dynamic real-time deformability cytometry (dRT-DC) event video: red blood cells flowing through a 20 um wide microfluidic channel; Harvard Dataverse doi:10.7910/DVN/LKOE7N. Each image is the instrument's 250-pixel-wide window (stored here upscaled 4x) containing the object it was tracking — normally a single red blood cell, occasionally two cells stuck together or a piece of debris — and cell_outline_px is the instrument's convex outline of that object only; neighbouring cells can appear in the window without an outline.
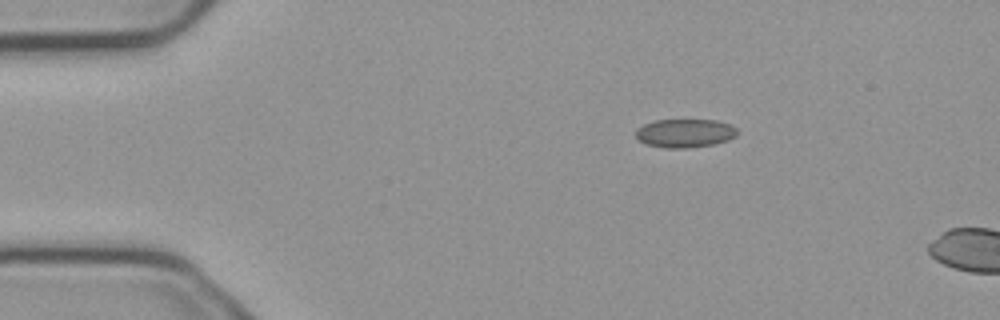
{"species": "common noctule bat (a hibernating species)", "species_latin": "Nyctalus noctula", "temperature_condition": "cold", "stored_images_in_passage": 2, "camera_frame_rate_fps": 3000, "um_per_image_px": 0.085, "animal": {"sex": "male", "body_mass_g": 23.1, "forearm_length_mm": 52.7}, "frame": {"image": 1, "passage_image": 1, "time_ms": 0.0, "image_size_px": [1000, 320], "cell_outline_px": [[736, 136], [728, 140], [712, 144], [684, 148], [664, 148], [644, 144], [636, 136], [636, 128], [652, 120], [716, 120], [728, 124], [736, 128]], "centroid_in_image_um": [58.17, 11.32], "position_along_channel_um": 26.8, "area_um2": 16.82}}